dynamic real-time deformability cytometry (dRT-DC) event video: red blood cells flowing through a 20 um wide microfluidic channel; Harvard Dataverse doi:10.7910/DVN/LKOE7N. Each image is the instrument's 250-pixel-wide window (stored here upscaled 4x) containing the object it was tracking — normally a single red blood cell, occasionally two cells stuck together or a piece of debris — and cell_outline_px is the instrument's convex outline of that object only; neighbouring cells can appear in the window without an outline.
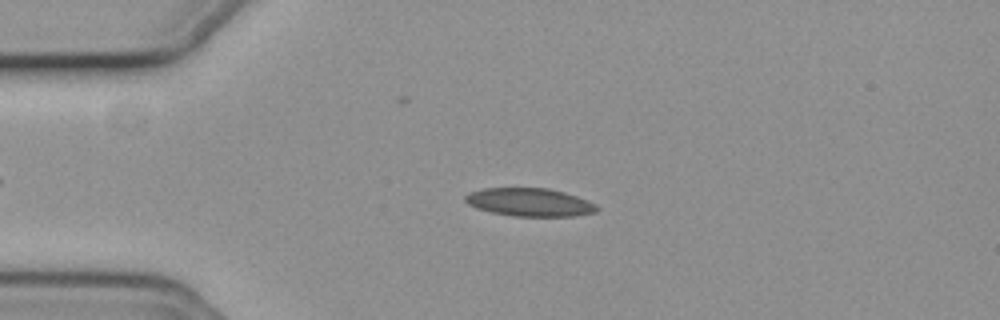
{"species": "common noctule bat (a hibernating species)", "species_latin": "Nyctalus noctula", "temperature_condition": "cold", "stored_images_in_passage": 15, "camera_frame_rate_fps": 3000, "um_per_image_px": 0.085, "animal": {"sex": "female", "body_mass_g": 19.3, "forearm_length_mm": 54.1}, "frame": {"image": 1, "passage_image": 7, "time_ms": 2.0, "image_size_px": [1000, 320], "cell_outline_px": [[600, 208], [596, 212], [576, 216], [512, 216], [492, 212], [476, 208], [468, 204], [464, 200], [464, 196], [468, 192], [484, 188], [548, 188], [564, 192], [576, 196], [596, 204]], "centroid_in_image_um": [45.01, 17.19], "position_along_channel_um": 40.0, "area_um2": 21.68}}
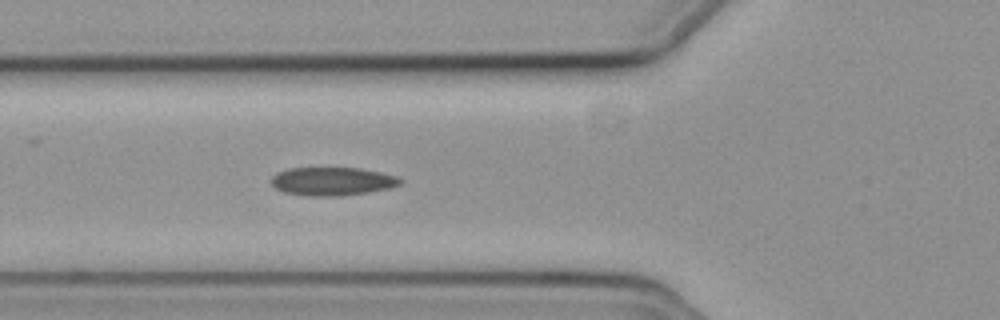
{"frame": {"image": 2, "passage_image": 14, "time_ms": 4.333, "image_size_px": [1000, 320], "cell_outline_px": [[404, 180], [400, 184], [388, 188], [368, 192], [340, 196], [304, 196], [284, 192], [276, 188], [272, 184], [272, 176], [276, 172], [288, 168], [360, 168], [380, 172], [396, 176]], "centroid_in_image_um": [28.23, 15.41], "position_along_channel_um": 97.6, "area_um2": 21.33}}